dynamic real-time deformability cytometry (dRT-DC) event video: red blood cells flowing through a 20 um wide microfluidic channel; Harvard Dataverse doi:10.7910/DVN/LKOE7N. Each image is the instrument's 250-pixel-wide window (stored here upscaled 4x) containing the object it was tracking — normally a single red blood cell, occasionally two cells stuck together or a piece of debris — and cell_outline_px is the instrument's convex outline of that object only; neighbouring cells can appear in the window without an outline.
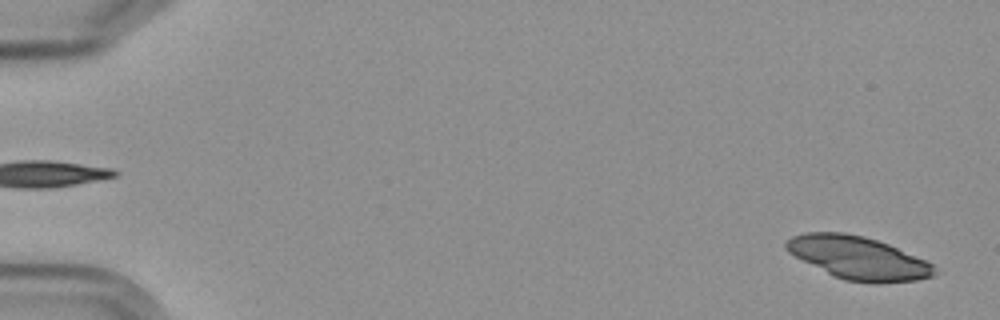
{"species": "Egyptian fruit bat (a non-hibernating species)", "species_latin": "Rousettus aegyptiacus", "temperature_condition": "cold", "stored_images_in_passage": 4, "camera_frame_rate_fps": 3000, "um_per_image_px": 0.085, "frame": {"image": 1, "passage_image": 4, "time_ms": 3.667, "image_size_px": [1000, 320], "cell_outline_px": [[936, 272], [932, 276], [916, 280], [880, 284], [872, 284], [844, 280], [788, 252], [784, 248], [784, 244], [792, 236], [804, 232], [844, 232], [864, 236], [888, 244], [924, 260], [932, 264]], "centroid_in_image_um": [72.94, 21.92], "position_along_channel_um": 12.1, "area_um2": 36.65}}